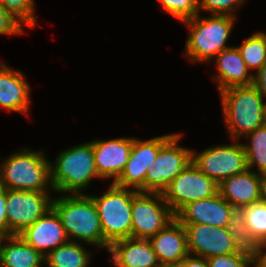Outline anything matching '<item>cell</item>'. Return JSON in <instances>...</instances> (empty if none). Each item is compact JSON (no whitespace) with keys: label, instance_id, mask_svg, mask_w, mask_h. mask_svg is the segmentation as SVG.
<instances>
[{"label":"cell","instance_id":"obj_1","mask_svg":"<svg viewBox=\"0 0 266 267\" xmlns=\"http://www.w3.org/2000/svg\"><path fill=\"white\" fill-rule=\"evenodd\" d=\"M53 199L52 208L59 215L69 241L77 238L83 244L109 249L110 243L103 236L96 205L89 195L71 193Z\"/></svg>","mask_w":266,"mask_h":267},{"label":"cell","instance_id":"obj_2","mask_svg":"<svg viewBox=\"0 0 266 267\" xmlns=\"http://www.w3.org/2000/svg\"><path fill=\"white\" fill-rule=\"evenodd\" d=\"M219 95L224 121L233 141L265 125V100L254 85L228 88Z\"/></svg>","mask_w":266,"mask_h":267},{"label":"cell","instance_id":"obj_3","mask_svg":"<svg viewBox=\"0 0 266 267\" xmlns=\"http://www.w3.org/2000/svg\"><path fill=\"white\" fill-rule=\"evenodd\" d=\"M236 17L210 15L201 17L199 13L183 21L189 27V36L185 43V56L193 62H210L227 46V40L233 30Z\"/></svg>","mask_w":266,"mask_h":267},{"label":"cell","instance_id":"obj_4","mask_svg":"<svg viewBox=\"0 0 266 267\" xmlns=\"http://www.w3.org/2000/svg\"><path fill=\"white\" fill-rule=\"evenodd\" d=\"M53 191L83 194L93 178H100L95 167L92 141L63 150L50 164Z\"/></svg>","mask_w":266,"mask_h":267},{"label":"cell","instance_id":"obj_5","mask_svg":"<svg viewBox=\"0 0 266 267\" xmlns=\"http://www.w3.org/2000/svg\"><path fill=\"white\" fill-rule=\"evenodd\" d=\"M50 164L42 151H17L0 166V186L12 190H53Z\"/></svg>","mask_w":266,"mask_h":267},{"label":"cell","instance_id":"obj_6","mask_svg":"<svg viewBox=\"0 0 266 267\" xmlns=\"http://www.w3.org/2000/svg\"><path fill=\"white\" fill-rule=\"evenodd\" d=\"M137 192L111 183L103 195H89L96 205L103 236L110 244L132 238V201Z\"/></svg>","mask_w":266,"mask_h":267},{"label":"cell","instance_id":"obj_7","mask_svg":"<svg viewBox=\"0 0 266 267\" xmlns=\"http://www.w3.org/2000/svg\"><path fill=\"white\" fill-rule=\"evenodd\" d=\"M182 134L174 135L159 149L145 176V192L163 193L169 183L192 161V150L178 145Z\"/></svg>","mask_w":266,"mask_h":267},{"label":"cell","instance_id":"obj_8","mask_svg":"<svg viewBox=\"0 0 266 267\" xmlns=\"http://www.w3.org/2000/svg\"><path fill=\"white\" fill-rule=\"evenodd\" d=\"M174 218L162 193L138 191L132 201V238L149 239Z\"/></svg>","mask_w":266,"mask_h":267},{"label":"cell","instance_id":"obj_9","mask_svg":"<svg viewBox=\"0 0 266 267\" xmlns=\"http://www.w3.org/2000/svg\"><path fill=\"white\" fill-rule=\"evenodd\" d=\"M218 193V184L191 161L163 191L164 200L175 215L190 202L210 198Z\"/></svg>","mask_w":266,"mask_h":267},{"label":"cell","instance_id":"obj_10","mask_svg":"<svg viewBox=\"0 0 266 267\" xmlns=\"http://www.w3.org/2000/svg\"><path fill=\"white\" fill-rule=\"evenodd\" d=\"M194 151L192 150L193 164L217 184L248 169L246 152L238 140L227 145L213 146L199 153Z\"/></svg>","mask_w":266,"mask_h":267},{"label":"cell","instance_id":"obj_11","mask_svg":"<svg viewBox=\"0 0 266 267\" xmlns=\"http://www.w3.org/2000/svg\"><path fill=\"white\" fill-rule=\"evenodd\" d=\"M48 191L7 189V236L19 235L52 208Z\"/></svg>","mask_w":266,"mask_h":267},{"label":"cell","instance_id":"obj_12","mask_svg":"<svg viewBox=\"0 0 266 267\" xmlns=\"http://www.w3.org/2000/svg\"><path fill=\"white\" fill-rule=\"evenodd\" d=\"M174 134H166L148 140L133 138V145L127 163L121 175L112 182L122 187L145 192V176L149 166L153 165L159 149Z\"/></svg>","mask_w":266,"mask_h":267},{"label":"cell","instance_id":"obj_13","mask_svg":"<svg viewBox=\"0 0 266 267\" xmlns=\"http://www.w3.org/2000/svg\"><path fill=\"white\" fill-rule=\"evenodd\" d=\"M183 226L186 230L189 255L208 259L237 252L227 228L203 224Z\"/></svg>","mask_w":266,"mask_h":267},{"label":"cell","instance_id":"obj_14","mask_svg":"<svg viewBox=\"0 0 266 267\" xmlns=\"http://www.w3.org/2000/svg\"><path fill=\"white\" fill-rule=\"evenodd\" d=\"M232 205L219 192L207 199L193 201L182 207L175 218L182 225L203 224L227 228Z\"/></svg>","mask_w":266,"mask_h":267},{"label":"cell","instance_id":"obj_15","mask_svg":"<svg viewBox=\"0 0 266 267\" xmlns=\"http://www.w3.org/2000/svg\"><path fill=\"white\" fill-rule=\"evenodd\" d=\"M18 236L44 257L69 241L61 219L53 208Z\"/></svg>","mask_w":266,"mask_h":267},{"label":"cell","instance_id":"obj_16","mask_svg":"<svg viewBox=\"0 0 266 267\" xmlns=\"http://www.w3.org/2000/svg\"><path fill=\"white\" fill-rule=\"evenodd\" d=\"M132 145L133 138L126 137L92 141L98 175L102 179L113 178L114 182L128 161Z\"/></svg>","mask_w":266,"mask_h":267},{"label":"cell","instance_id":"obj_17","mask_svg":"<svg viewBox=\"0 0 266 267\" xmlns=\"http://www.w3.org/2000/svg\"><path fill=\"white\" fill-rule=\"evenodd\" d=\"M148 240L162 267H177L189 255L186 230L176 218Z\"/></svg>","mask_w":266,"mask_h":267},{"label":"cell","instance_id":"obj_18","mask_svg":"<svg viewBox=\"0 0 266 267\" xmlns=\"http://www.w3.org/2000/svg\"><path fill=\"white\" fill-rule=\"evenodd\" d=\"M108 251L116 267H162L148 239H119L110 244Z\"/></svg>","mask_w":266,"mask_h":267},{"label":"cell","instance_id":"obj_19","mask_svg":"<svg viewBox=\"0 0 266 267\" xmlns=\"http://www.w3.org/2000/svg\"><path fill=\"white\" fill-rule=\"evenodd\" d=\"M262 175L246 169L218 184L219 194L232 206H249L260 201Z\"/></svg>","mask_w":266,"mask_h":267},{"label":"cell","instance_id":"obj_20","mask_svg":"<svg viewBox=\"0 0 266 267\" xmlns=\"http://www.w3.org/2000/svg\"><path fill=\"white\" fill-rule=\"evenodd\" d=\"M216 62L218 74V92L232 87L253 85V73L247 68L237 47H228L216 55L212 61Z\"/></svg>","mask_w":266,"mask_h":267},{"label":"cell","instance_id":"obj_21","mask_svg":"<svg viewBox=\"0 0 266 267\" xmlns=\"http://www.w3.org/2000/svg\"><path fill=\"white\" fill-rule=\"evenodd\" d=\"M30 86L19 70L0 64V108L19 113H29Z\"/></svg>","mask_w":266,"mask_h":267},{"label":"cell","instance_id":"obj_22","mask_svg":"<svg viewBox=\"0 0 266 267\" xmlns=\"http://www.w3.org/2000/svg\"><path fill=\"white\" fill-rule=\"evenodd\" d=\"M245 220V206H232L227 229L233 237L237 252L244 253L253 260H257L265 245L251 233L245 225Z\"/></svg>","mask_w":266,"mask_h":267},{"label":"cell","instance_id":"obj_23","mask_svg":"<svg viewBox=\"0 0 266 267\" xmlns=\"http://www.w3.org/2000/svg\"><path fill=\"white\" fill-rule=\"evenodd\" d=\"M2 245L0 267H40L45 257L18 235L8 236Z\"/></svg>","mask_w":266,"mask_h":267},{"label":"cell","instance_id":"obj_24","mask_svg":"<svg viewBox=\"0 0 266 267\" xmlns=\"http://www.w3.org/2000/svg\"><path fill=\"white\" fill-rule=\"evenodd\" d=\"M82 242L68 241L45 256L48 267H89L91 253Z\"/></svg>","mask_w":266,"mask_h":267},{"label":"cell","instance_id":"obj_25","mask_svg":"<svg viewBox=\"0 0 266 267\" xmlns=\"http://www.w3.org/2000/svg\"><path fill=\"white\" fill-rule=\"evenodd\" d=\"M250 144H243L246 152L247 168L252 171L256 166L258 174H266V124L248 135Z\"/></svg>","mask_w":266,"mask_h":267},{"label":"cell","instance_id":"obj_26","mask_svg":"<svg viewBox=\"0 0 266 267\" xmlns=\"http://www.w3.org/2000/svg\"><path fill=\"white\" fill-rule=\"evenodd\" d=\"M237 49L249 71L253 68L258 72L266 64V46L257 33L244 40Z\"/></svg>","mask_w":266,"mask_h":267},{"label":"cell","instance_id":"obj_27","mask_svg":"<svg viewBox=\"0 0 266 267\" xmlns=\"http://www.w3.org/2000/svg\"><path fill=\"white\" fill-rule=\"evenodd\" d=\"M34 0H0L3 9L12 15L22 25L35 27L37 24L36 15H34Z\"/></svg>","mask_w":266,"mask_h":267},{"label":"cell","instance_id":"obj_28","mask_svg":"<svg viewBox=\"0 0 266 267\" xmlns=\"http://www.w3.org/2000/svg\"><path fill=\"white\" fill-rule=\"evenodd\" d=\"M245 225L264 245H266V205L262 202L245 206Z\"/></svg>","mask_w":266,"mask_h":267},{"label":"cell","instance_id":"obj_29","mask_svg":"<svg viewBox=\"0 0 266 267\" xmlns=\"http://www.w3.org/2000/svg\"><path fill=\"white\" fill-rule=\"evenodd\" d=\"M162 9L177 20L185 21L199 13V0H158Z\"/></svg>","mask_w":266,"mask_h":267},{"label":"cell","instance_id":"obj_30","mask_svg":"<svg viewBox=\"0 0 266 267\" xmlns=\"http://www.w3.org/2000/svg\"><path fill=\"white\" fill-rule=\"evenodd\" d=\"M244 2L245 0H199V13L202 9L212 15L236 17L234 11Z\"/></svg>","mask_w":266,"mask_h":267},{"label":"cell","instance_id":"obj_31","mask_svg":"<svg viewBox=\"0 0 266 267\" xmlns=\"http://www.w3.org/2000/svg\"><path fill=\"white\" fill-rule=\"evenodd\" d=\"M207 262L209 267H250L253 259L244 253L236 252L210 257Z\"/></svg>","mask_w":266,"mask_h":267},{"label":"cell","instance_id":"obj_32","mask_svg":"<svg viewBox=\"0 0 266 267\" xmlns=\"http://www.w3.org/2000/svg\"><path fill=\"white\" fill-rule=\"evenodd\" d=\"M23 32L22 24L0 5V35H21Z\"/></svg>","mask_w":266,"mask_h":267},{"label":"cell","instance_id":"obj_33","mask_svg":"<svg viewBox=\"0 0 266 267\" xmlns=\"http://www.w3.org/2000/svg\"><path fill=\"white\" fill-rule=\"evenodd\" d=\"M7 189L0 186V232L7 235V209H6Z\"/></svg>","mask_w":266,"mask_h":267},{"label":"cell","instance_id":"obj_34","mask_svg":"<svg viewBox=\"0 0 266 267\" xmlns=\"http://www.w3.org/2000/svg\"><path fill=\"white\" fill-rule=\"evenodd\" d=\"M253 85L266 98V64L258 72L253 74Z\"/></svg>","mask_w":266,"mask_h":267},{"label":"cell","instance_id":"obj_35","mask_svg":"<svg viewBox=\"0 0 266 267\" xmlns=\"http://www.w3.org/2000/svg\"><path fill=\"white\" fill-rule=\"evenodd\" d=\"M177 267H209L206 258L188 255Z\"/></svg>","mask_w":266,"mask_h":267},{"label":"cell","instance_id":"obj_36","mask_svg":"<svg viewBox=\"0 0 266 267\" xmlns=\"http://www.w3.org/2000/svg\"><path fill=\"white\" fill-rule=\"evenodd\" d=\"M260 202L266 205V174L262 175L261 190H260Z\"/></svg>","mask_w":266,"mask_h":267},{"label":"cell","instance_id":"obj_37","mask_svg":"<svg viewBox=\"0 0 266 267\" xmlns=\"http://www.w3.org/2000/svg\"><path fill=\"white\" fill-rule=\"evenodd\" d=\"M266 245L263 248V252L261 255L258 257L257 261L263 266L266 267Z\"/></svg>","mask_w":266,"mask_h":267},{"label":"cell","instance_id":"obj_38","mask_svg":"<svg viewBox=\"0 0 266 267\" xmlns=\"http://www.w3.org/2000/svg\"><path fill=\"white\" fill-rule=\"evenodd\" d=\"M7 237L8 236L6 234L0 232V255H1L2 245H3L2 242H5V240H6Z\"/></svg>","mask_w":266,"mask_h":267},{"label":"cell","instance_id":"obj_39","mask_svg":"<svg viewBox=\"0 0 266 267\" xmlns=\"http://www.w3.org/2000/svg\"><path fill=\"white\" fill-rule=\"evenodd\" d=\"M256 33L259 35V37L262 39L264 45L266 46V33H264V32H256Z\"/></svg>","mask_w":266,"mask_h":267},{"label":"cell","instance_id":"obj_40","mask_svg":"<svg viewBox=\"0 0 266 267\" xmlns=\"http://www.w3.org/2000/svg\"><path fill=\"white\" fill-rule=\"evenodd\" d=\"M254 265V266H253ZM253 267H263L257 260H253L252 262Z\"/></svg>","mask_w":266,"mask_h":267},{"label":"cell","instance_id":"obj_41","mask_svg":"<svg viewBox=\"0 0 266 267\" xmlns=\"http://www.w3.org/2000/svg\"><path fill=\"white\" fill-rule=\"evenodd\" d=\"M264 116H265V124H266V102H265Z\"/></svg>","mask_w":266,"mask_h":267}]
</instances>
